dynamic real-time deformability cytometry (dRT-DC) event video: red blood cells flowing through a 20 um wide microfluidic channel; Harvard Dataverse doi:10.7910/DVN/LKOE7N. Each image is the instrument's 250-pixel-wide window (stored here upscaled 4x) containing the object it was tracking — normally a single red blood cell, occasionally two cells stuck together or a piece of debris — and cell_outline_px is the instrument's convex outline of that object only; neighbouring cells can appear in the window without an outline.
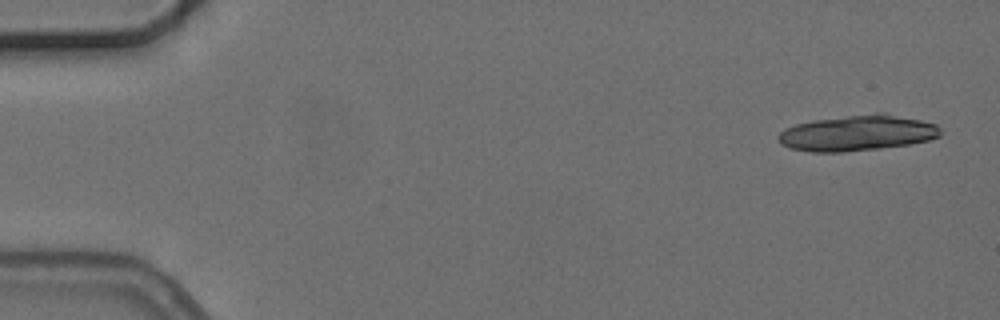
{"species": "common noctule bat (a hibernating species)", "species_latin": "Nyctalus noctula", "temperature_condition": "cold", "stored_images_in_passage": 6, "camera_frame_rate_fps": 3000, "um_per_image_px": 0.085, "animal": {"sex": "female", "body_mass_g": 24.6, "forearm_length_mm": 56.2}, "frame": {"image": 1, "passage_image": 1, "time_ms": 0.0, "image_size_px": [1000, 320], "cell_outline_px": [[940, 136], [928, 140], [908, 144], [880, 148], [844, 152], [808, 152], [788, 148], [780, 144], [776, 136], [784, 128], [796, 124], [816, 120], [876, 112], [884, 112], [920, 120], [936, 124], [940, 128]], "centroid_in_image_um": [72.84, 11.31], "position_along_channel_um": 12.2, "area_um2": 33.87}}
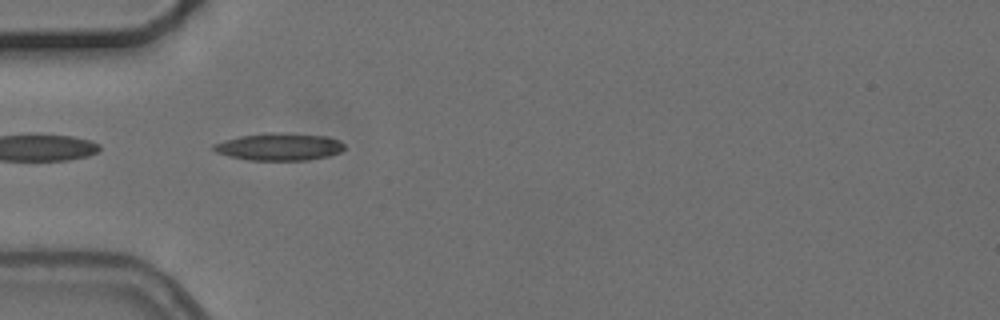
{"frame": {"image": 2, "passage_image": 5, "time_ms": 5.0, "image_size_px": [1000, 320], "cell_outline_px": [[344, 148], [340, 152], [328, 156], [308, 160], [248, 160], [228, 156], [216, 152], [212, 148], [212, 144], [240, 136], [268, 132], [276, 132], [328, 136], [340, 140], [344, 144]], "centroid_in_image_um": [23.74, 12.47], "position_along_channel_um": 61.3, "area_um2": 20.92}}